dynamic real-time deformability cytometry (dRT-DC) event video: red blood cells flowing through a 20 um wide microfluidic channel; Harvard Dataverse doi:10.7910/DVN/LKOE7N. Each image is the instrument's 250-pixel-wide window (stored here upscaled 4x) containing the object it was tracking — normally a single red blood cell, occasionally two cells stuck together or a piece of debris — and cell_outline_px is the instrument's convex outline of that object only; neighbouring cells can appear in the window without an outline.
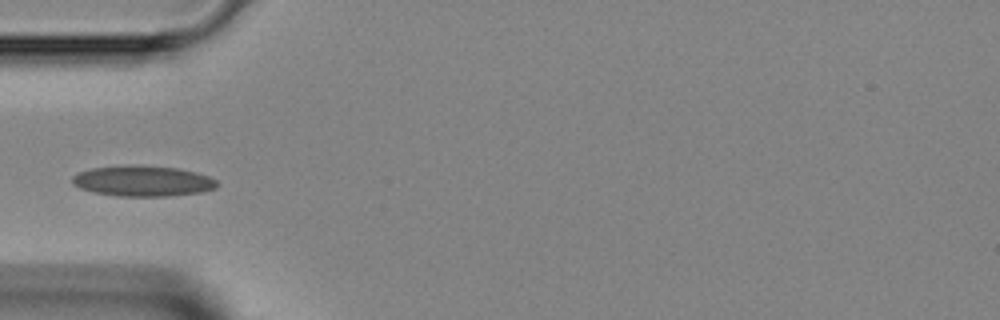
{"species": "Egyptian fruit bat (a non-hibernating species)", "species_latin": "Rousettus aegyptiacus", "temperature_condition": "room temperature", "stored_images_in_passage": 32, "camera_frame_rate_fps": 3000, "um_per_image_px": 0.085, "animal": {"sex": "female"}, "frame": {"image": 1, "passage_image": 1, "time_ms": 0.0, "image_size_px": [1000, 320], "cell_outline_px": [[220, 184], [216, 188], [200, 192], [168, 196], [120, 196], [92, 192], [80, 188], [72, 184], [72, 176], [80, 172], [92, 168], [128, 164], [132, 164], [180, 168], [196, 172], [208, 176], [216, 180]], "centroid_in_image_um": [12.14, 15.37], "position_along_channel_um": 72.9, "area_um2": 26.07}}
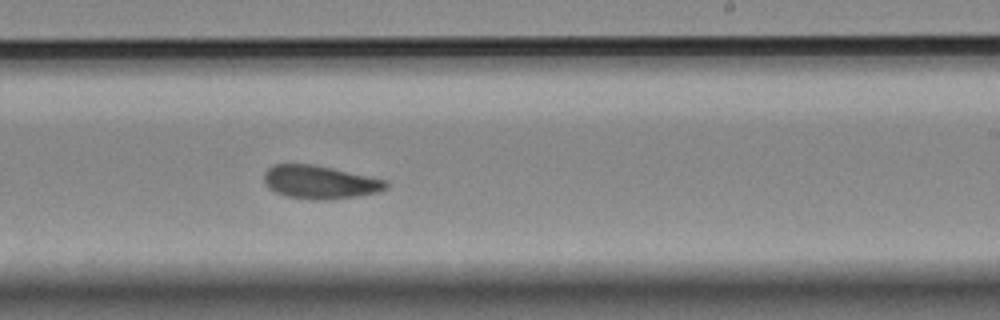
{"frame": {"image": 2, "passage_image": 14, "time_ms": 4.333, "image_size_px": [1000, 320], "cell_outline_px": [[388, 188], [376, 192], [356, 196], [328, 200], [316, 200], [284, 196], [268, 188], [264, 184], [264, 172], [272, 164], [312, 164], [332, 168], [388, 180]], "centroid_in_image_um": [27.16, 15.48], "position_along_channel_um": 261.8, "area_um2": 23.76}}
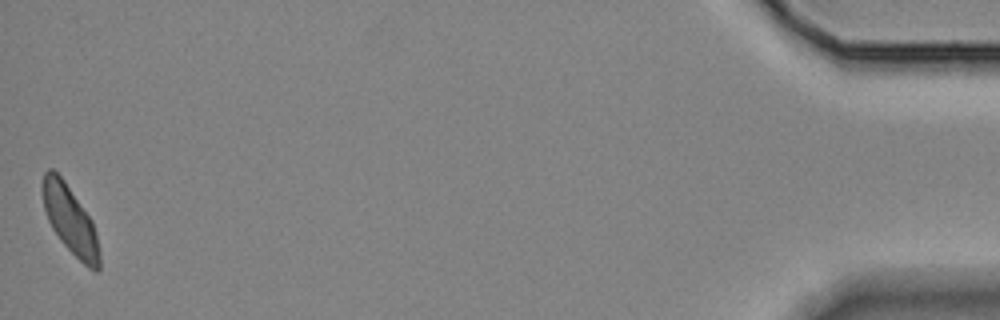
{"frame": {"image": 3, "passage_image": 32, "time_ms": 10.333, "image_size_px": [1000, 320], "cell_outline_px": [[100, 268], [96, 272], [88, 268], [60, 240], [52, 228], [48, 220], [44, 208], [40, 188], [40, 184], [44, 172], [48, 168], [52, 168], [64, 180], [92, 220], [96, 232], [100, 252]], "centroid_in_image_um": [5.94, 18.67], "position_along_channel_um": 429.3, "area_um2": 22.72}}